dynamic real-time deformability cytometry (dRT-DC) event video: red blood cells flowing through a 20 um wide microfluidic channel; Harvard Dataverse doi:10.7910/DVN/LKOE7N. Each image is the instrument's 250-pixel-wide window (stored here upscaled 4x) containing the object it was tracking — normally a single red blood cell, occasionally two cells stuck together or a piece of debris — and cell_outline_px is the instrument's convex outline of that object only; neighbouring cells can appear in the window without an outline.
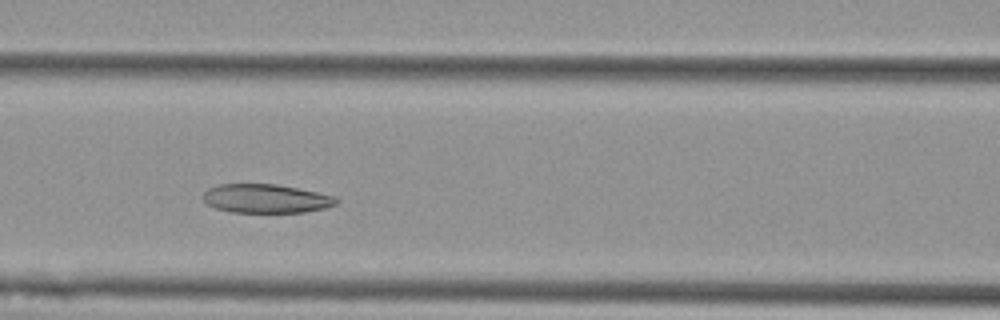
{"species": "Egyptian fruit bat (a non-hibernating species)", "species_latin": "Rousettus aegyptiacus", "temperature_condition": "cold", "stored_images_in_passage": 6, "camera_frame_rate_fps": 3000, "um_per_image_px": 0.085, "animal": {"sex": "female"}, "frame": {"image": 1, "passage_image": 5, "time_ms": 1.333, "image_size_px": [1000, 320], "cell_outline_px": [[340, 200], [336, 204], [324, 208], [304, 212], [232, 212], [216, 208], [208, 204], [204, 200], [204, 192], [208, 188], [220, 184], [276, 184], [336, 196]], "centroid_in_image_um": [22.62, 16.87], "position_along_channel_um": 144.0, "area_um2": 22.2}}
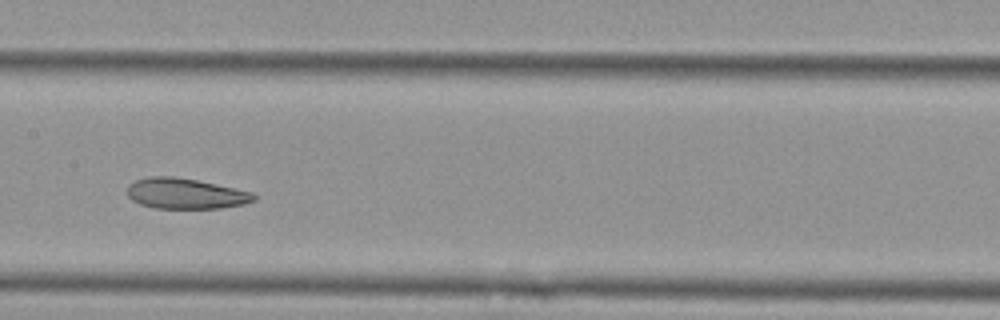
{"frame": {"image": 2, "passage_image": 6, "time_ms": 1.667, "image_size_px": [1000, 320], "cell_outline_px": [[256, 200], [244, 204], [224, 208], [156, 208], [140, 204], [132, 200], [128, 196], [128, 184], [136, 180], [148, 176], [172, 176], [196, 180], [216, 184], [252, 192], [256, 196]], "centroid_in_image_um": [15.77, 16.45], "position_along_channel_um": 191.6, "area_um2": 22.54}}